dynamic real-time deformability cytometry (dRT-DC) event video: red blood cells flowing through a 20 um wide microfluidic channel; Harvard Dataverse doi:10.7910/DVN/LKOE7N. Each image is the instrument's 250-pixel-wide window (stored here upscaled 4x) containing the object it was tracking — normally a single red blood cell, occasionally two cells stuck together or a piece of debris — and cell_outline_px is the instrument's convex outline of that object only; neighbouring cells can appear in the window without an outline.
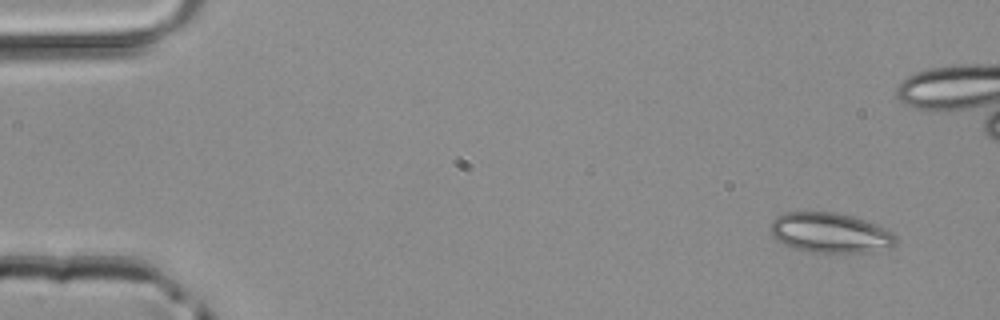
{"species": "common noctule bat (a hibernating species)", "species_latin": "Nyctalus noctula", "temperature_condition": "room temperature", "stored_images_in_passage": 48, "camera_frame_rate_fps": 3000, "um_per_image_px": 0.085, "animal": {"sex": "male", "body_mass_g": 20.4}, "frame": {"image": 1, "passage_image": 3, "time_ms": 0.667, "image_size_px": [1000, 320], "cell_outline_px": [[896, 240], [888, 248], [872, 252], [816, 252], [796, 248], [784, 244], [776, 240], [772, 236], [772, 220], [776, 216], [784, 212], [836, 212], [852, 216], [888, 228], [896, 236]], "centroid_in_image_um": [70.58, 19.77], "position_along_channel_um": 14.4, "area_um2": 29.07}}
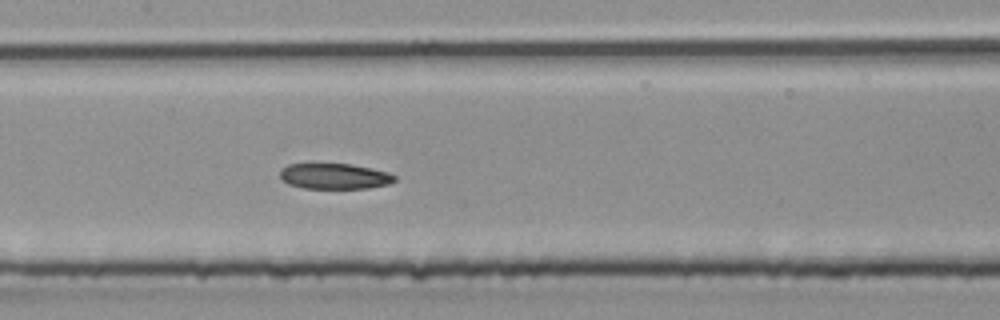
{"frame": {"image": 2, "passage_image": 23, "time_ms": 7.333, "image_size_px": [1000, 320], "cell_outline_px": [[396, 180], [388, 184], [368, 188], [304, 188], [288, 184], [280, 176], [280, 172], [288, 164], [312, 160], [348, 164], [372, 168], [388, 172], [396, 176]], "centroid_in_image_um": [28.39, 14.92], "position_along_channel_um": 179.0, "area_um2": 17.8}}
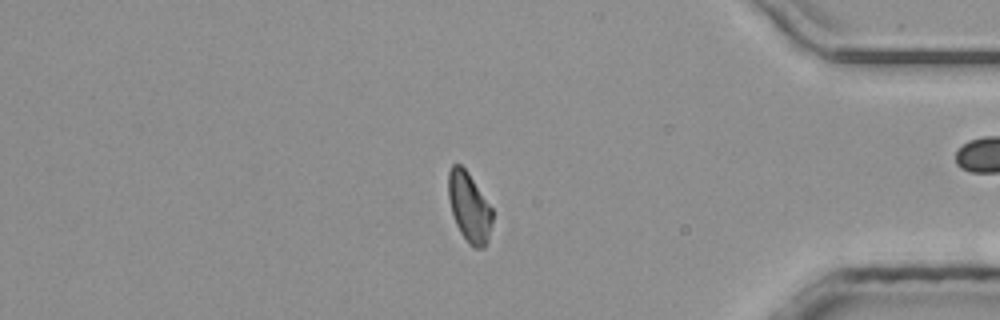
{"frame": {"image": 3, "passage_image": 40, "time_ms": 13.0, "image_size_px": [1000, 320], "cell_outline_px": [[492, 224], [488, 240], [484, 248], [472, 248], [468, 244], [460, 232], [456, 224], [452, 212], [448, 196], [448, 172], [452, 164], [460, 164], [468, 172], [492, 208]], "centroid_in_image_um": [39.88, 17.63], "position_along_channel_um": 395.3, "area_um2": 17.92}}